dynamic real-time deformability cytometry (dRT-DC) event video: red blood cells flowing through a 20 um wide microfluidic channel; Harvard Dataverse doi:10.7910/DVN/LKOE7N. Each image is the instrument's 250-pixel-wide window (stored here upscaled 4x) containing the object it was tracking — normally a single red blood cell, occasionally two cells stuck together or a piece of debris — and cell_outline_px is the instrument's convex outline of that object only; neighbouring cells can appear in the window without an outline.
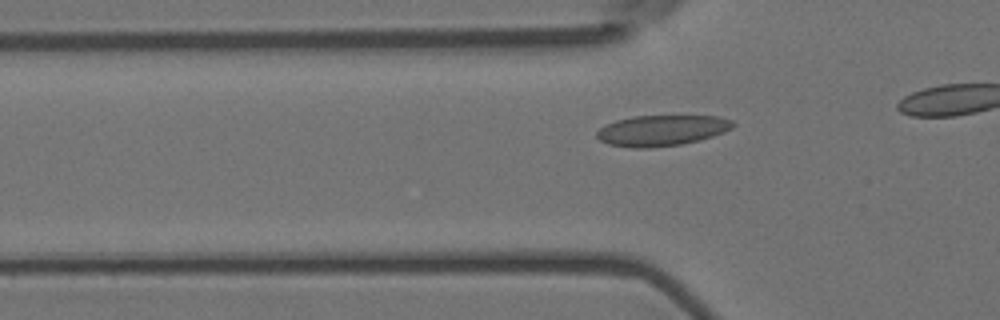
{"species": "Egyptian fruit bat (a non-hibernating species)", "species_latin": "Rousettus aegyptiacus", "temperature_condition": "room temperature", "stored_images_in_passage": 31, "camera_frame_rate_fps": 3000, "um_per_image_px": 0.085, "animal": {"sex": "female"}, "frame": {"image": 1, "passage_image": 15, "time_ms": 4.667, "image_size_px": [1000, 320], "cell_outline_px": [[736, 124], [732, 128], [724, 132], [700, 140], [680, 144], [648, 148], [632, 148], [608, 144], [600, 140], [596, 136], [596, 132], [604, 124], [616, 120], [632, 116], [720, 116], [732, 120]], "centroid_in_image_um": [56.24, 11.08], "position_along_channel_um": 69.6, "area_um2": 24.51}}
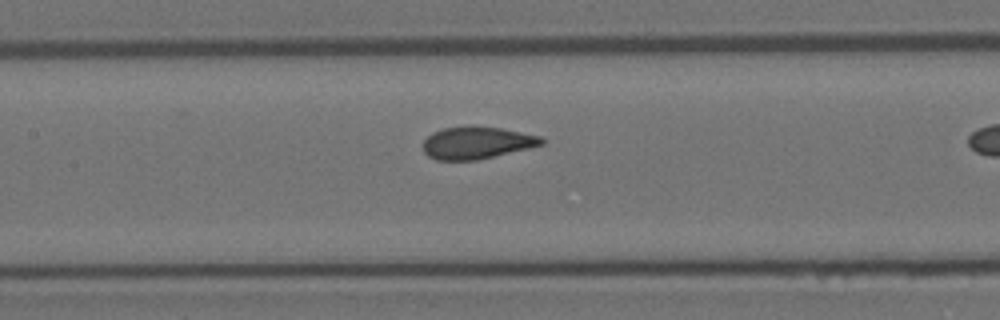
{"frame": {"image": 2, "passage_image": 23, "time_ms": 7.333, "image_size_px": [1000, 320], "cell_outline_px": [[544, 144], [528, 148], [476, 160], [436, 160], [428, 156], [424, 152], [424, 140], [432, 132], [444, 128], [464, 124], [472, 124], [500, 128], [540, 136], [544, 140]], "centroid_in_image_um": [40.49, 12.11], "position_along_channel_um": 166.9, "area_um2": 22.43}}
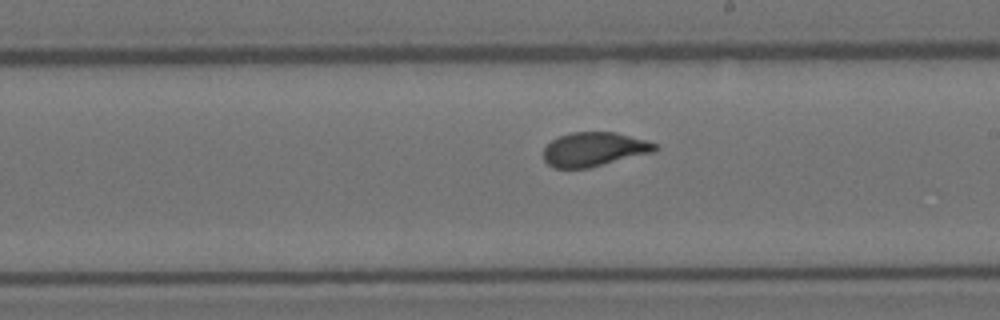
{"frame": {"image": 3, "passage_image": 29, "time_ms": 9.333, "image_size_px": [1000, 320], "cell_outline_px": [[660, 148], [652, 152], [588, 168], [552, 168], [544, 160], [544, 148], [552, 140], [560, 136], [572, 132], [616, 132], [644, 140], [656, 144]], "centroid_in_image_um": [50.47, 12.69], "position_along_channel_um": 238.5, "area_um2": 21.91}}